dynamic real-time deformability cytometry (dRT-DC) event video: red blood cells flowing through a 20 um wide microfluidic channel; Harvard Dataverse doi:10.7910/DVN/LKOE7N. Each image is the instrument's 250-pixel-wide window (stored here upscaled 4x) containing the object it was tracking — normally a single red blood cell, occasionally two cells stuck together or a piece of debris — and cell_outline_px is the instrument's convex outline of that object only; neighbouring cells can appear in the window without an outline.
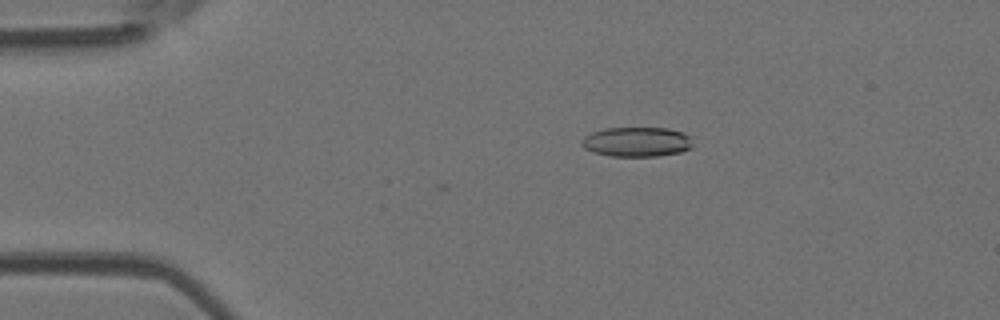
{"species": "Egyptian fruit bat (a non-hibernating species)", "species_latin": "Rousettus aegyptiacus", "temperature_condition": "room temperature", "stored_images_in_passage": 2, "camera_frame_rate_fps": 3000, "um_per_image_px": 0.085, "animal": {"sex": "female"}, "frame": {"image": 1, "passage_image": 2, "time_ms": 0.333, "image_size_px": [1000, 320], "cell_outline_px": [[692, 148], [680, 152], [656, 156], [612, 156], [592, 152], [584, 148], [580, 144], [580, 140], [584, 136], [592, 132], [604, 128], [668, 128], [684, 132], [692, 136]], "centroid_in_image_um": [54.13, 12.05], "position_along_channel_um": 30.9, "area_um2": 19.48}}